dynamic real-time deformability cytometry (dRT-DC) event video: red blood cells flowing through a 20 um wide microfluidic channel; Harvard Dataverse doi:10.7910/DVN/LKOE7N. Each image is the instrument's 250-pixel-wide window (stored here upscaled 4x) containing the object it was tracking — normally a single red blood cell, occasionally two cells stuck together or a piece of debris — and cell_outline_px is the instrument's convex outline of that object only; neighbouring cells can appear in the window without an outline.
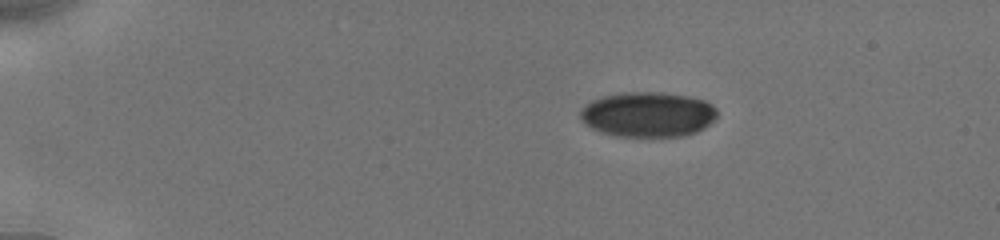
{"species": "human", "species_latin": "Homo sapiens", "temperature_condition": "cold", "stored_images_in_passage": 7, "camera_frame_rate_fps": 3000, "um_per_image_px": 0.085, "donor": {"sex": "male"}, "frame": {"image": 1, "passage_image": 1, "time_ms": 0.0, "image_size_px": [1000, 240], "cell_outline_px": [[716, 116], [704, 128], [696, 132], [684, 136], [616, 136], [600, 132], [592, 128], [580, 116], [580, 112], [592, 100], [604, 96], [624, 92], [660, 92], [688, 96], [704, 100], [712, 104], [716, 108]], "centroid_in_image_um": [55.1, 9.72], "position_along_channel_um": 29.9, "area_um2": 35.6}}